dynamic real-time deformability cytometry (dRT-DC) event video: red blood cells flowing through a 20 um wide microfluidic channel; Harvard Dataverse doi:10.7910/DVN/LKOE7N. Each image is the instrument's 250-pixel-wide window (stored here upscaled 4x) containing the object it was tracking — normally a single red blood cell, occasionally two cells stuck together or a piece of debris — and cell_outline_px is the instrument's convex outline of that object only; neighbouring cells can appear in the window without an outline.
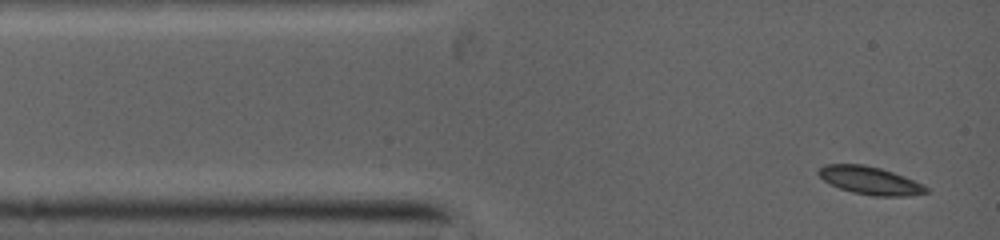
{"species": "common noctule bat (a hibernating species)", "species_latin": "Nyctalus noctula", "temperature_condition": "warm", "stored_images_in_passage": 14, "camera_frame_rate_fps": 5000, "um_per_image_px": 0.085, "animal": {"sex": "female", "body_mass_g": 19.0, "forearm_length_mm": 53.3}, "frame": {"image": 1, "passage_image": 1, "time_ms": 0.0, "image_size_px": [1000, 240], "cell_outline_px": [[928, 192], [908, 196], [872, 196], [852, 192], [840, 188], [824, 180], [816, 172], [824, 164], [860, 164], [880, 168], [892, 172], [912, 180], [928, 188]], "centroid_in_image_um": [73.92, 15.34], "position_along_channel_um": 11.1, "area_um2": 17.17}}
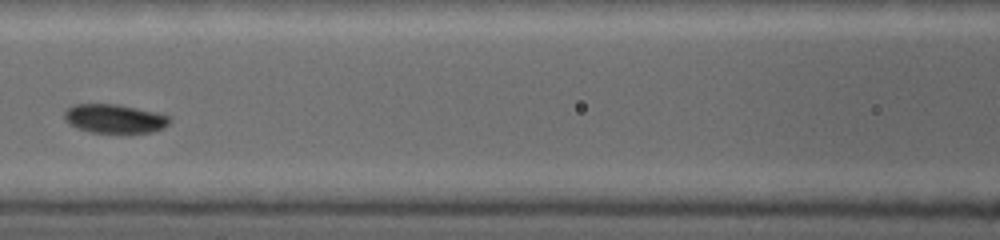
{"frame": {"image": 2, "passage_image": 10, "time_ms": 4.4, "image_size_px": [1000, 240], "cell_outline_px": [[168, 124], [164, 128], [152, 132], [128, 136], [124, 136], [92, 132], [80, 128], [72, 124], [64, 116], [64, 112], [68, 108], [76, 104], [112, 104], [132, 108], [168, 116]], "centroid_in_image_um": [9.75, 10.15], "position_along_channel_um": 156.8, "area_um2": 17.74}}
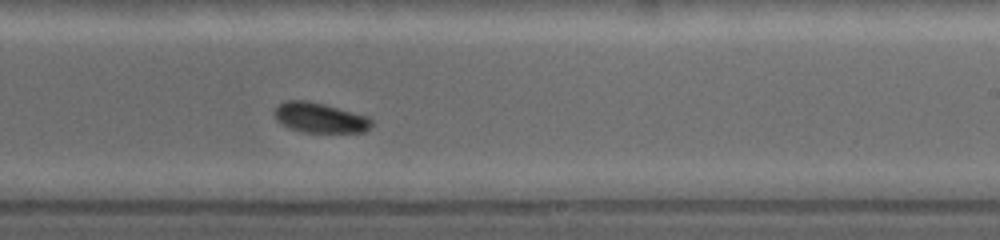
{"frame": {"image": 3, "passage_image": 14, "time_ms": 6.8, "image_size_px": [1000, 240], "cell_outline_px": [[372, 124], [364, 132], [304, 132], [292, 128], [284, 124], [276, 116], [276, 108], [280, 104], [288, 100], [304, 100], [324, 104], [368, 116], [372, 120]], "centroid_in_image_um": [27.25, 10.0], "position_along_channel_um": 261.7, "area_um2": 16.47}}